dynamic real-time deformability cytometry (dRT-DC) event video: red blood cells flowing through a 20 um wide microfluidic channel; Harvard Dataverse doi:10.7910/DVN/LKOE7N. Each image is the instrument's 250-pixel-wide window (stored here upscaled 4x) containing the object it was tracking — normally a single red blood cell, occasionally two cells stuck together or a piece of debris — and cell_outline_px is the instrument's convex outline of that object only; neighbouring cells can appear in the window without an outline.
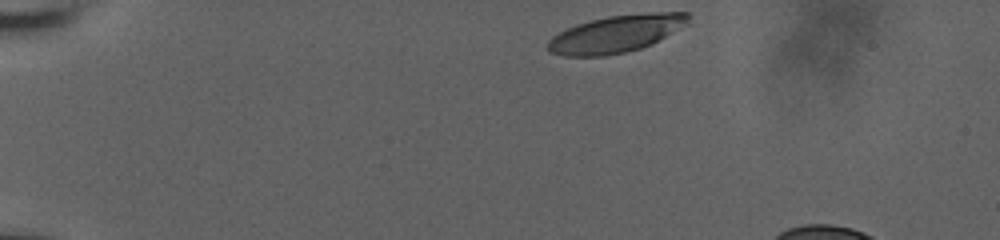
{"species": "human", "species_latin": "Homo sapiens", "temperature_condition": "room temperature", "stored_images_in_passage": 40, "camera_frame_rate_fps": 3000, "um_per_image_px": 0.085, "donor": {"sex": "male"}, "frame": {"image": 1, "passage_image": 1, "time_ms": 0.0, "image_size_px": [1000, 240], "cell_outline_px": [[688, 24], [652, 44], [640, 48], [624, 52], [604, 56], [564, 56], [548, 52], [548, 40], [552, 36], [576, 24], [588, 20], [608, 16], [648, 12], [688, 12]], "centroid_in_image_um": [52.36, 2.87], "position_along_channel_um": 32.6, "area_um2": 30.52}}
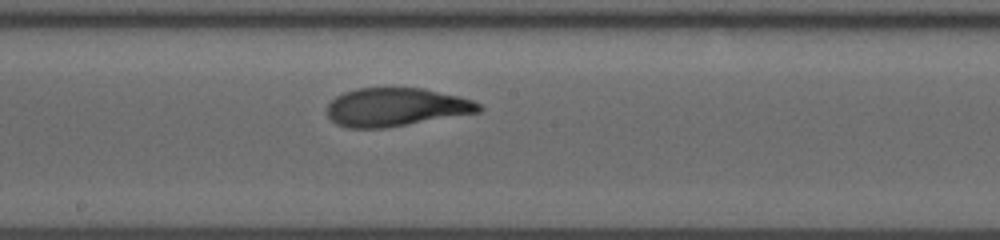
{"frame": {"image": 2, "passage_image": 23, "time_ms": 7.333, "image_size_px": [1000, 240], "cell_outline_px": [[484, 108], [480, 112], [384, 128], [348, 128], [336, 124], [328, 116], [328, 104], [336, 96], [344, 92], [356, 88], [424, 88], [472, 100], [480, 104]], "centroid_in_image_um": [33.65, 9.11], "position_along_channel_um": 214.6, "area_um2": 33.76}}
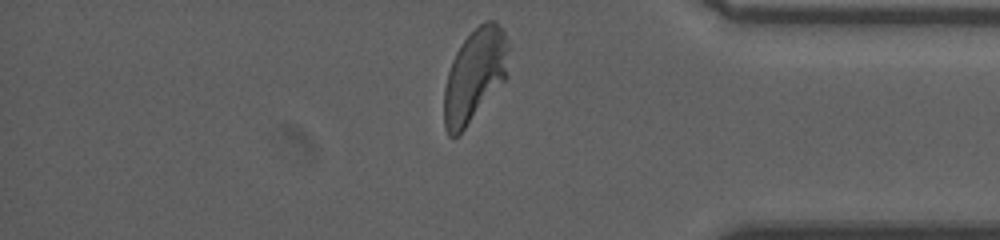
{"frame": {"image": 3, "passage_image": 39, "time_ms": 12.667, "image_size_px": [1000, 240], "cell_outline_px": [[508, 76], [460, 136], [448, 136], [444, 128], [444, 88], [448, 72], [452, 60], [460, 44], [484, 20], [496, 20], [504, 32], [508, 44]], "centroid_in_image_um": [40.35, 6.43], "position_along_channel_um": 394.9, "area_um2": 35.26}, "authors_computed_cell_mechanics": {"area_um2": 34.0731, "velocity_mm_per_s": 3.6788, "shape_relaxation_time_tau1_ms": 3.327, "shape_relaxation_time_tau2_ms": 0.9481, "deformation_change_tau1": 0.1642, "deformation_change_tau2": 0.0728}}